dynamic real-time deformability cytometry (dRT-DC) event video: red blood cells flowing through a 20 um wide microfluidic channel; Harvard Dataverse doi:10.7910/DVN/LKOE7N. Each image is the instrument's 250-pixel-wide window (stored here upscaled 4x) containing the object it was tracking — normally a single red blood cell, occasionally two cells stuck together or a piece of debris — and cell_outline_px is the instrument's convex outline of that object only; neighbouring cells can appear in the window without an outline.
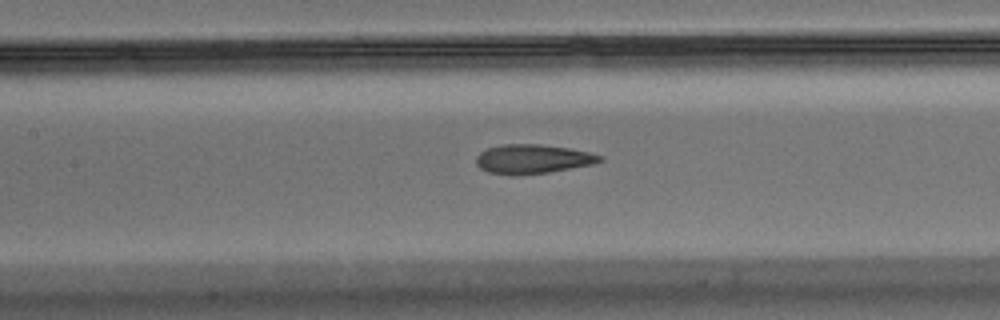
{"species": "Egyptian fruit bat (a non-hibernating species)", "species_latin": "Rousettus aegyptiacus", "temperature_condition": "warm", "stored_images_in_passage": 36, "camera_frame_rate_fps": 3000, "um_per_image_px": 0.085, "animal": {"sex": "male"}, "frame": {"image": 1, "passage_image": 16, "time_ms": 5.0, "image_size_px": [1000, 320], "cell_outline_px": [[604, 160], [592, 164], [548, 172], [516, 176], [508, 176], [488, 172], [480, 168], [476, 164], [476, 156], [480, 152], [488, 148], [500, 144], [540, 144], [568, 148], [588, 152], [604, 156]], "centroid_in_image_um": [45.24, 13.52], "position_along_channel_um": 162.2, "area_um2": 21.21}}
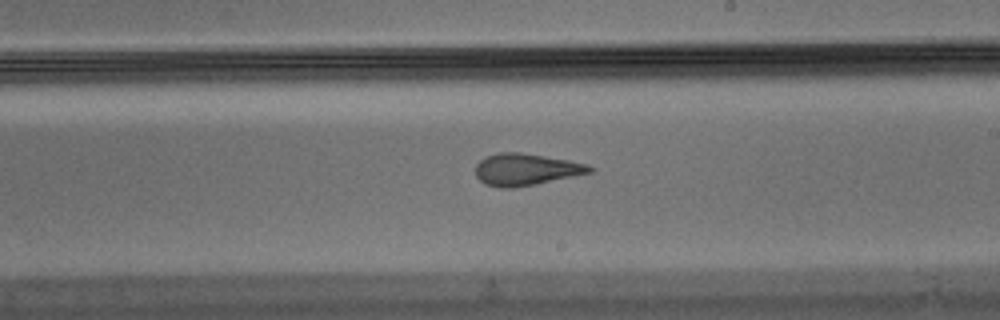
{"frame": {"image": 2, "passage_image": 23, "time_ms": 7.333, "image_size_px": [1000, 320], "cell_outline_px": [[596, 168], [592, 172], [536, 184], [512, 188], [500, 188], [484, 184], [476, 176], [476, 164], [484, 156], [496, 152], [520, 152], [568, 160], [588, 164]], "centroid_in_image_um": [44.68, 14.4], "position_along_channel_um": 244.3, "area_um2": 21.33}}
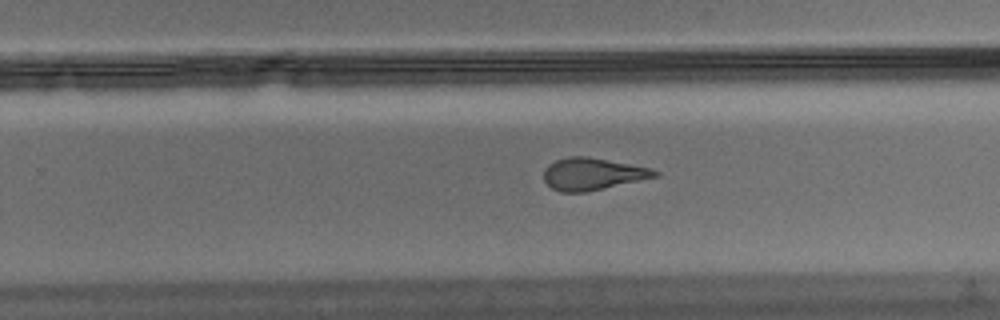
{"frame": {"image": 3, "passage_image": 26, "time_ms": 8.333, "image_size_px": [1000, 320], "cell_outline_px": [[660, 176], [584, 192], [560, 192], [552, 188], [544, 180], [544, 168], [548, 164], [556, 160], [568, 156], [588, 156], [652, 168], [660, 172]], "centroid_in_image_um": [50.37, 14.77], "position_along_channel_um": 279.4, "area_um2": 20.81}}